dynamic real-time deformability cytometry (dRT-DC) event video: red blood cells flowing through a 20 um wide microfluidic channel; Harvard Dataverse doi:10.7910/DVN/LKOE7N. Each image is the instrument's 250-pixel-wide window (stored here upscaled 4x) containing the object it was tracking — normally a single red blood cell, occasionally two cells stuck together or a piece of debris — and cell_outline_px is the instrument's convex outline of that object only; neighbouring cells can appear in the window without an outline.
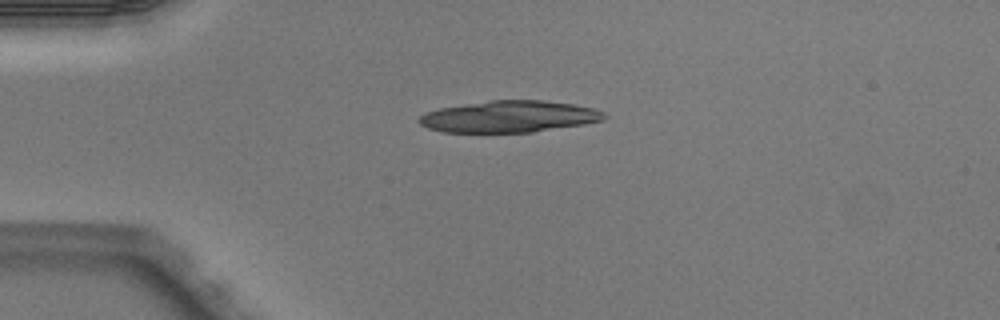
{"species": "Egyptian fruit bat (a non-hibernating species)", "species_latin": "Rousettus aegyptiacus", "temperature_condition": "warm", "stored_images_in_passage": 2, "camera_frame_rate_fps": 3000, "um_per_image_px": 0.085, "animal": {"sex": "male"}, "frame": {"image": 1, "passage_image": 2, "time_ms": 0.333, "image_size_px": [1000, 320], "cell_outline_px": [[608, 116], [604, 120], [584, 124], [532, 132], [444, 132], [428, 128], [420, 124], [416, 120], [424, 112], [440, 108], [488, 100], [544, 100], [572, 104], [596, 108], [604, 112]], "centroid_in_image_um": [43.29, 9.9], "position_along_channel_um": 41.7, "area_um2": 34.28}}